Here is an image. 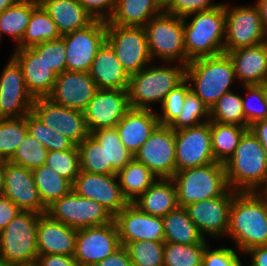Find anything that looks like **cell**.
<instances>
[{"mask_svg":"<svg viewBox=\"0 0 267 266\" xmlns=\"http://www.w3.org/2000/svg\"><path fill=\"white\" fill-rule=\"evenodd\" d=\"M227 236L242 254L252 247L267 245V192L234 195Z\"/></svg>","mask_w":267,"mask_h":266,"instance_id":"obj_1","label":"cell"},{"mask_svg":"<svg viewBox=\"0 0 267 266\" xmlns=\"http://www.w3.org/2000/svg\"><path fill=\"white\" fill-rule=\"evenodd\" d=\"M229 188L236 192H267V155L258 138L247 129L224 164Z\"/></svg>","mask_w":267,"mask_h":266,"instance_id":"obj_2","label":"cell"},{"mask_svg":"<svg viewBox=\"0 0 267 266\" xmlns=\"http://www.w3.org/2000/svg\"><path fill=\"white\" fill-rule=\"evenodd\" d=\"M225 26L224 2L211 10L192 13L184 17L187 64L193 59L224 53Z\"/></svg>","mask_w":267,"mask_h":266,"instance_id":"obj_3","label":"cell"},{"mask_svg":"<svg viewBox=\"0 0 267 266\" xmlns=\"http://www.w3.org/2000/svg\"><path fill=\"white\" fill-rule=\"evenodd\" d=\"M236 79L234 65L227 53L193 59L186 65L190 90L211 109ZM193 86V87H192Z\"/></svg>","mask_w":267,"mask_h":266,"instance_id":"obj_4","label":"cell"},{"mask_svg":"<svg viewBox=\"0 0 267 266\" xmlns=\"http://www.w3.org/2000/svg\"><path fill=\"white\" fill-rule=\"evenodd\" d=\"M166 64V66L164 65ZM147 66L130 76L128 97L130 108L152 109V105H161L166 95L186 79V65Z\"/></svg>","mask_w":267,"mask_h":266,"instance_id":"obj_5","label":"cell"},{"mask_svg":"<svg viewBox=\"0 0 267 266\" xmlns=\"http://www.w3.org/2000/svg\"><path fill=\"white\" fill-rule=\"evenodd\" d=\"M179 207L222 196L228 189L224 164L210 163L177 171L172 177Z\"/></svg>","mask_w":267,"mask_h":266,"instance_id":"obj_6","label":"cell"},{"mask_svg":"<svg viewBox=\"0 0 267 266\" xmlns=\"http://www.w3.org/2000/svg\"><path fill=\"white\" fill-rule=\"evenodd\" d=\"M148 42V50L154 63L173 62L187 65L184 44L183 18L162 12L150 19L143 27Z\"/></svg>","mask_w":267,"mask_h":266,"instance_id":"obj_7","label":"cell"},{"mask_svg":"<svg viewBox=\"0 0 267 266\" xmlns=\"http://www.w3.org/2000/svg\"><path fill=\"white\" fill-rule=\"evenodd\" d=\"M41 215L20 211L0 232V260L17 264L35 263L38 257L37 227Z\"/></svg>","mask_w":267,"mask_h":266,"instance_id":"obj_8","label":"cell"},{"mask_svg":"<svg viewBox=\"0 0 267 266\" xmlns=\"http://www.w3.org/2000/svg\"><path fill=\"white\" fill-rule=\"evenodd\" d=\"M225 5L226 26L224 53L241 47H252L267 42L260 11L256 4L231 6Z\"/></svg>","mask_w":267,"mask_h":266,"instance_id":"obj_9","label":"cell"},{"mask_svg":"<svg viewBox=\"0 0 267 266\" xmlns=\"http://www.w3.org/2000/svg\"><path fill=\"white\" fill-rule=\"evenodd\" d=\"M106 41L111 45L117 58L129 76L138 73L152 59L143 27L120 26L106 21Z\"/></svg>","mask_w":267,"mask_h":266,"instance_id":"obj_10","label":"cell"},{"mask_svg":"<svg viewBox=\"0 0 267 266\" xmlns=\"http://www.w3.org/2000/svg\"><path fill=\"white\" fill-rule=\"evenodd\" d=\"M47 214L75 229L105 225L114 220L104 206L77 195L73 190L50 205Z\"/></svg>","mask_w":267,"mask_h":266,"instance_id":"obj_11","label":"cell"},{"mask_svg":"<svg viewBox=\"0 0 267 266\" xmlns=\"http://www.w3.org/2000/svg\"><path fill=\"white\" fill-rule=\"evenodd\" d=\"M106 21L95 19L85 28L62 36L66 47V70L89 72L92 62L106 41Z\"/></svg>","mask_w":267,"mask_h":266,"instance_id":"obj_12","label":"cell"},{"mask_svg":"<svg viewBox=\"0 0 267 266\" xmlns=\"http://www.w3.org/2000/svg\"><path fill=\"white\" fill-rule=\"evenodd\" d=\"M121 246L115 221L77 229L73 257L79 266H95Z\"/></svg>","mask_w":267,"mask_h":266,"instance_id":"obj_13","label":"cell"},{"mask_svg":"<svg viewBox=\"0 0 267 266\" xmlns=\"http://www.w3.org/2000/svg\"><path fill=\"white\" fill-rule=\"evenodd\" d=\"M176 172L216 162L213 156L210 121L175 130Z\"/></svg>","mask_w":267,"mask_h":266,"instance_id":"obj_14","label":"cell"},{"mask_svg":"<svg viewBox=\"0 0 267 266\" xmlns=\"http://www.w3.org/2000/svg\"><path fill=\"white\" fill-rule=\"evenodd\" d=\"M46 126L78 146L89 134L84 112L54 103L48 97L34 99L32 111Z\"/></svg>","mask_w":267,"mask_h":266,"instance_id":"obj_15","label":"cell"},{"mask_svg":"<svg viewBox=\"0 0 267 266\" xmlns=\"http://www.w3.org/2000/svg\"><path fill=\"white\" fill-rule=\"evenodd\" d=\"M158 178H172L176 173L175 130L159 125L134 155Z\"/></svg>","mask_w":267,"mask_h":266,"instance_id":"obj_16","label":"cell"},{"mask_svg":"<svg viewBox=\"0 0 267 266\" xmlns=\"http://www.w3.org/2000/svg\"><path fill=\"white\" fill-rule=\"evenodd\" d=\"M34 98L27 91L19 64L10 56L0 73V119L20 118L32 111Z\"/></svg>","mask_w":267,"mask_h":266,"instance_id":"obj_17","label":"cell"},{"mask_svg":"<svg viewBox=\"0 0 267 266\" xmlns=\"http://www.w3.org/2000/svg\"><path fill=\"white\" fill-rule=\"evenodd\" d=\"M236 193L229 188L222 196L195 202L185 207L190 219L205 239L209 236L216 239L227 235L230 207Z\"/></svg>","mask_w":267,"mask_h":266,"instance_id":"obj_18","label":"cell"},{"mask_svg":"<svg viewBox=\"0 0 267 266\" xmlns=\"http://www.w3.org/2000/svg\"><path fill=\"white\" fill-rule=\"evenodd\" d=\"M72 190L79 196L95 200L115 217L129 202L122 194L117 175L80 171Z\"/></svg>","mask_w":267,"mask_h":266,"instance_id":"obj_19","label":"cell"},{"mask_svg":"<svg viewBox=\"0 0 267 266\" xmlns=\"http://www.w3.org/2000/svg\"><path fill=\"white\" fill-rule=\"evenodd\" d=\"M129 109L128 90L98 89L84 111L90 134L97 129L116 127Z\"/></svg>","mask_w":267,"mask_h":266,"instance_id":"obj_20","label":"cell"},{"mask_svg":"<svg viewBox=\"0 0 267 266\" xmlns=\"http://www.w3.org/2000/svg\"><path fill=\"white\" fill-rule=\"evenodd\" d=\"M114 221L122 246L141 240L165 242L163 218L144 213L133 203L123 208L114 217Z\"/></svg>","mask_w":267,"mask_h":266,"instance_id":"obj_21","label":"cell"},{"mask_svg":"<svg viewBox=\"0 0 267 266\" xmlns=\"http://www.w3.org/2000/svg\"><path fill=\"white\" fill-rule=\"evenodd\" d=\"M3 196L16 204L21 211L46 214L47 208L40 199L32 170L10 161L6 162Z\"/></svg>","mask_w":267,"mask_h":266,"instance_id":"obj_22","label":"cell"},{"mask_svg":"<svg viewBox=\"0 0 267 266\" xmlns=\"http://www.w3.org/2000/svg\"><path fill=\"white\" fill-rule=\"evenodd\" d=\"M98 87L89 72L65 71L57 75L52 93L54 103L84 112Z\"/></svg>","mask_w":267,"mask_h":266,"instance_id":"obj_23","label":"cell"},{"mask_svg":"<svg viewBox=\"0 0 267 266\" xmlns=\"http://www.w3.org/2000/svg\"><path fill=\"white\" fill-rule=\"evenodd\" d=\"M11 57L21 67L27 91L34 99L52 93L57 74L46 65L42 53H35L31 48H16Z\"/></svg>","mask_w":267,"mask_h":266,"instance_id":"obj_24","label":"cell"},{"mask_svg":"<svg viewBox=\"0 0 267 266\" xmlns=\"http://www.w3.org/2000/svg\"><path fill=\"white\" fill-rule=\"evenodd\" d=\"M77 229L52 219L47 213L39 217L37 227L38 255L73 256Z\"/></svg>","mask_w":267,"mask_h":266,"instance_id":"obj_25","label":"cell"},{"mask_svg":"<svg viewBox=\"0 0 267 266\" xmlns=\"http://www.w3.org/2000/svg\"><path fill=\"white\" fill-rule=\"evenodd\" d=\"M160 125L157 110L130 108L116 125L123 145L133 154L149 139V136Z\"/></svg>","mask_w":267,"mask_h":266,"instance_id":"obj_26","label":"cell"},{"mask_svg":"<svg viewBox=\"0 0 267 266\" xmlns=\"http://www.w3.org/2000/svg\"><path fill=\"white\" fill-rule=\"evenodd\" d=\"M227 54L233 62L237 82H242L241 86L267 82V42L241 47Z\"/></svg>","mask_w":267,"mask_h":266,"instance_id":"obj_27","label":"cell"},{"mask_svg":"<svg viewBox=\"0 0 267 266\" xmlns=\"http://www.w3.org/2000/svg\"><path fill=\"white\" fill-rule=\"evenodd\" d=\"M89 73L98 89L128 90L130 76L107 41L98 50Z\"/></svg>","mask_w":267,"mask_h":266,"instance_id":"obj_28","label":"cell"},{"mask_svg":"<svg viewBox=\"0 0 267 266\" xmlns=\"http://www.w3.org/2000/svg\"><path fill=\"white\" fill-rule=\"evenodd\" d=\"M39 4L50 15L61 36L85 28L95 20L78 0H43Z\"/></svg>","mask_w":267,"mask_h":266,"instance_id":"obj_29","label":"cell"},{"mask_svg":"<svg viewBox=\"0 0 267 266\" xmlns=\"http://www.w3.org/2000/svg\"><path fill=\"white\" fill-rule=\"evenodd\" d=\"M133 204L144 213L163 218L179 207L173 179L158 178Z\"/></svg>","mask_w":267,"mask_h":266,"instance_id":"obj_30","label":"cell"},{"mask_svg":"<svg viewBox=\"0 0 267 266\" xmlns=\"http://www.w3.org/2000/svg\"><path fill=\"white\" fill-rule=\"evenodd\" d=\"M162 12L156 0H115V11L109 21L120 26L144 27Z\"/></svg>","mask_w":267,"mask_h":266,"instance_id":"obj_31","label":"cell"},{"mask_svg":"<svg viewBox=\"0 0 267 266\" xmlns=\"http://www.w3.org/2000/svg\"><path fill=\"white\" fill-rule=\"evenodd\" d=\"M116 175L122 194L129 203L137 200L158 179L149 168L136 158H133Z\"/></svg>","mask_w":267,"mask_h":266,"instance_id":"obj_32","label":"cell"},{"mask_svg":"<svg viewBox=\"0 0 267 266\" xmlns=\"http://www.w3.org/2000/svg\"><path fill=\"white\" fill-rule=\"evenodd\" d=\"M163 224L165 242L191 245L207 241L184 207L170 211L163 217Z\"/></svg>","mask_w":267,"mask_h":266,"instance_id":"obj_33","label":"cell"},{"mask_svg":"<svg viewBox=\"0 0 267 266\" xmlns=\"http://www.w3.org/2000/svg\"><path fill=\"white\" fill-rule=\"evenodd\" d=\"M39 5L34 0H17L11 7L0 13V40L8 35L17 47L27 29L32 11ZM1 42V41H0Z\"/></svg>","mask_w":267,"mask_h":266,"instance_id":"obj_34","label":"cell"},{"mask_svg":"<svg viewBox=\"0 0 267 266\" xmlns=\"http://www.w3.org/2000/svg\"><path fill=\"white\" fill-rule=\"evenodd\" d=\"M248 127L210 121L211 143L216 162L225 164L235 152Z\"/></svg>","mask_w":267,"mask_h":266,"instance_id":"obj_35","label":"cell"},{"mask_svg":"<svg viewBox=\"0 0 267 266\" xmlns=\"http://www.w3.org/2000/svg\"><path fill=\"white\" fill-rule=\"evenodd\" d=\"M32 172L40 199L46 208L72 191L73 184L45 164Z\"/></svg>","mask_w":267,"mask_h":266,"instance_id":"obj_36","label":"cell"},{"mask_svg":"<svg viewBox=\"0 0 267 266\" xmlns=\"http://www.w3.org/2000/svg\"><path fill=\"white\" fill-rule=\"evenodd\" d=\"M56 24L39 4L33 11L20 44L15 48H30L37 44L61 38Z\"/></svg>","mask_w":267,"mask_h":266,"instance_id":"obj_37","label":"cell"},{"mask_svg":"<svg viewBox=\"0 0 267 266\" xmlns=\"http://www.w3.org/2000/svg\"><path fill=\"white\" fill-rule=\"evenodd\" d=\"M91 135L105 147L107 164H112V174L116 175L134 158L121 142L116 127L97 129Z\"/></svg>","mask_w":267,"mask_h":266,"instance_id":"obj_38","label":"cell"},{"mask_svg":"<svg viewBox=\"0 0 267 266\" xmlns=\"http://www.w3.org/2000/svg\"><path fill=\"white\" fill-rule=\"evenodd\" d=\"M80 171L93 174H112V164H107L105 147L89 134L78 146Z\"/></svg>","mask_w":267,"mask_h":266,"instance_id":"obj_39","label":"cell"},{"mask_svg":"<svg viewBox=\"0 0 267 266\" xmlns=\"http://www.w3.org/2000/svg\"><path fill=\"white\" fill-rule=\"evenodd\" d=\"M208 241L198 244L164 243V266H202Z\"/></svg>","mask_w":267,"mask_h":266,"instance_id":"obj_40","label":"cell"},{"mask_svg":"<svg viewBox=\"0 0 267 266\" xmlns=\"http://www.w3.org/2000/svg\"><path fill=\"white\" fill-rule=\"evenodd\" d=\"M243 100L233 90L224 93L210 109V121L245 127Z\"/></svg>","mask_w":267,"mask_h":266,"instance_id":"obj_41","label":"cell"},{"mask_svg":"<svg viewBox=\"0 0 267 266\" xmlns=\"http://www.w3.org/2000/svg\"><path fill=\"white\" fill-rule=\"evenodd\" d=\"M27 132L26 116L0 119V159L8 161Z\"/></svg>","mask_w":267,"mask_h":266,"instance_id":"obj_42","label":"cell"},{"mask_svg":"<svg viewBox=\"0 0 267 266\" xmlns=\"http://www.w3.org/2000/svg\"><path fill=\"white\" fill-rule=\"evenodd\" d=\"M210 121V109L201 98L189 90L184 100L182 111L170 125L173 130L194 127Z\"/></svg>","mask_w":267,"mask_h":266,"instance_id":"obj_43","label":"cell"},{"mask_svg":"<svg viewBox=\"0 0 267 266\" xmlns=\"http://www.w3.org/2000/svg\"><path fill=\"white\" fill-rule=\"evenodd\" d=\"M26 123L28 132L40 141L48 151H64L76 146L67 137L46 126L32 112L26 115Z\"/></svg>","mask_w":267,"mask_h":266,"instance_id":"obj_44","label":"cell"},{"mask_svg":"<svg viewBox=\"0 0 267 266\" xmlns=\"http://www.w3.org/2000/svg\"><path fill=\"white\" fill-rule=\"evenodd\" d=\"M47 154L45 146L27 132L8 161L33 170L45 164Z\"/></svg>","mask_w":267,"mask_h":266,"instance_id":"obj_45","label":"cell"},{"mask_svg":"<svg viewBox=\"0 0 267 266\" xmlns=\"http://www.w3.org/2000/svg\"><path fill=\"white\" fill-rule=\"evenodd\" d=\"M164 243L152 240L128 242L125 247L132 266H164Z\"/></svg>","mask_w":267,"mask_h":266,"instance_id":"obj_46","label":"cell"},{"mask_svg":"<svg viewBox=\"0 0 267 266\" xmlns=\"http://www.w3.org/2000/svg\"><path fill=\"white\" fill-rule=\"evenodd\" d=\"M45 165L73 184L80 172L78 147L64 151H48Z\"/></svg>","mask_w":267,"mask_h":266,"instance_id":"obj_47","label":"cell"},{"mask_svg":"<svg viewBox=\"0 0 267 266\" xmlns=\"http://www.w3.org/2000/svg\"><path fill=\"white\" fill-rule=\"evenodd\" d=\"M242 87L246 93V97H248L246 99L242 96V106L245 114V127L249 128L256 121L267 119V102L264 94V84L242 85Z\"/></svg>","mask_w":267,"mask_h":266,"instance_id":"obj_48","label":"cell"},{"mask_svg":"<svg viewBox=\"0 0 267 266\" xmlns=\"http://www.w3.org/2000/svg\"><path fill=\"white\" fill-rule=\"evenodd\" d=\"M189 90V82L185 79L166 95L161 104L162 114L157 111L160 125L170 126L177 119L182 111L183 103Z\"/></svg>","mask_w":267,"mask_h":266,"instance_id":"obj_49","label":"cell"},{"mask_svg":"<svg viewBox=\"0 0 267 266\" xmlns=\"http://www.w3.org/2000/svg\"><path fill=\"white\" fill-rule=\"evenodd\" d=\"M35 53H42V58L49 69L57 75L66 71V47L62 37L30 47Z\"/></svg>","mask_w":267,"mask_h":266,"instance_id":"obj_50","label":"cell"},{"mask_svg":"<svg viewBox=\"0 0 267 266\" xmlns=\"http://www.w3.org/2000/svg\"><path fill=\"white\" fill-rule=\"evenodd\" d=\"M240 254L236 253L234 247H220L211 249L210 245L205 248L202 266H242Z\"/></svg>","mask_w":267,"mask_h":266,"instance_id":"obj_51","label":"cell"},{"mask_svg":"<svg viewBox=\"0 0 267 266\" xmlns=\"http://www.w3.org/2000/svg\"><path fill=\"white\" fill-rule=\"evenodd\" d=\"M222 2L213 0H173L164 12L184 18L192 13L207 11L220 6Z\"/></svg>","mask_w":267,"mask_h":266,"instance_id":"obj_52","label":"cell"},{"mask_svg":"<svg viewBox=\"0 0 267 266\" xmlns=\"http://www.w3.org/2000/svg\"><path fill=\"white\" fill-rule=\"evenodd\" d=\"M94 19L108 21L115 11V0H78Z\"/></svg>","mask_w":267,"mask_h":266,"instance_id":"obj_53","label":"cell"},{"mask_svg":"<svg viewBox=\"0 0 267 266\" xmlns=\"http://www.w3.org/2000/svg\"><path fill=\"white\" fill-rule=\"evenodd\" d=\"M20 211V208L10 199L0 196V232L6 228Z\"/></svg>","mask_w":267,"mask_h":266,"instance_id":"obj_54","label":"cell"},{"mask_svg":"<svg viewBox=\"0 0 267 266\" xmlns=\"http://www.w3.org/2000/svg\"><path fill=\"white\" fill-rule=\"evenodd\" d=\"M35 263L37 266H79L73 256L64 255H38Z\"/></svg>","mask_w":267,"mask_h":266,"instance_id":"obj_55","label":"cell"},{"mask_svg":"<svg viewBox=\"0 0 267 266\" xmlns=\"http://www.w3.org/2000/svg\"><path fill=\"white\" fill-rule=\"evenodd\" d=\"M95 266H132V261L126 247L121 245L111 255L97 263Z\"/></svg>","mask_w":267,"mask_h":266,"instance_id":"obj_56","label":"cell"},{"mask_svg":"<svg viewBox=\"0 0 267 266\" xmlns=\"http://www.w3.org/2000/svg\"><path fill=\"white\" fill-rule=\"evenodd\" d=\"M243 254L250 257L252 266H267V245L252 247Z\"/></svg>","mask_w":267,"mask_h":266,"instance_id":"obj_57","label":"cell"},{"mask_svg":"<svg viewBox=\"0 0 267 266\" xmlns=\"http://www.w3.org/2000/svg\"><path fill=\"white\" fill-rule=\"evenodd\" d=\"M249 129L258 138L267 155V119L256 121Z\"/></svg>","mask_w":267,"mask_h":266,"instance_id":"obj_58","label":"cell"},{"mask_svg":"<svg viewBox=\"0 0 267 266\" xmlns=\"http://www.w3.org/2000/svg\"><path fill=\"white\" fill-rule=\"evenodd\" d=\"M256 5L258 6L260 11L263 28L267 33V0H257Z\"/></svg>","mask_w":267,"mask_h":266,"instance_id":"obj_59","label":"cell"},{"mask_svg":"<svg viewBox=\"0 0 267 266\" xmlns=\"http://www.w3.org/2000/svg\"><path fill=\"white\" fill-rule=\"evenodd\" d=\"M6 162V160L0 159V196H3L4 193V174Z\"/></svg>","mask_w":267,"mask_h":266,"instance_id":"obj_60","label":"cell"},{"mask_svg":"<svg viewBox=\"0 0 267 266\" xmlns=\"http://www.w3.org/2000/svg\"><path fill=\"white\" fill-rule=\"evenodd\" d=\"M17 0H0V13L11 7Z\"/></svg>","mask_w":267,"mask_h":266,"instance_id":"obj_61","label":"cell"},{"mask_svg":"<svg viewBox=\"0 0 267 266\" xmlns=\"http://www.w3.org/2000/svg\"><path fill=\"white\" fill-rule=\"evenodd\" d=\"M172 1L173 0H156L157 4L163 11L172 3Z\"/></svg>","mask_w":267,"mask_h":266,"instance_id":"obj_62","label":"cell"},{"mask_svg":"<svg viewBox=\"0 0 267 266\" xmlns=\"http://www.w3.org/2000/svg\"><path fill=\"white\" fill-rule=\"evenodd\" d=\"M0 266H18L17 263L4 262L0 260Z\"/></svg>","mask_w":267,"mask_h":266,"instance_id":"obj_63","label":"cell"},{"mask_svg":"<svg viewBox=\"0 0 267 266\" xmlns=\"http://www.w3.org/2000/svg\"><path fill=\"white\" fill-rule=\"evenodd\" d=\"M264 94H265V98H266V102H267V82L264 83Z\"/></svg>","mask_w":267,"mask_h":266,"instance_id":"obj_64","label":"cell"},{"mask_svg":"<svg viewBox=\"0 0 267 266\" xmlns=\"http://www.w3.org/2000/svg\"><path fill=\"white\" fill-rule=\"evenodd\" d=\"M18 266H37L36 263H31V264H18Z\"/></svg>","mask_w":267,"mask_h":266,"instance_id":"obj_65","label":"cell"},{"mask_svg":"<svg viewBox=\"0 0 267 266\" xmlns=\"http://www.w3.org/2000/svg\"><path fill=\"white\" fill-rule=\"evenodd\" d=\"M43 0H35L36 3H40L42 2Z\"/></svg>","mask_w":267,"mask_h":266,"instance_id":"obj_66","label":"cell"}]
</instances>
